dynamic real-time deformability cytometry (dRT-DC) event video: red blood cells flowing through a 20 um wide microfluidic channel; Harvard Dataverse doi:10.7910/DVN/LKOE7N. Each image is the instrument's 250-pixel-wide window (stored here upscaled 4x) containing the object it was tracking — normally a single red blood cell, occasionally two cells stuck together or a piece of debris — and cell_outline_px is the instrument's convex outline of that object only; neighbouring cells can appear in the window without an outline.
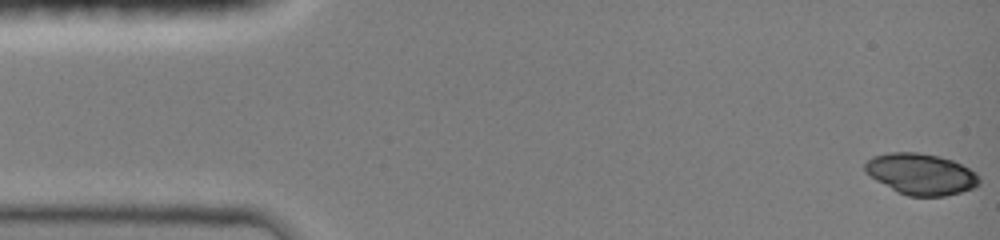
{"species": "common noctule bat (a hibernating species)", "species_latin": "Nyctalus noctula", "temperature_condition": "room temperature", "stored_images_in_passage": 29, "camera_frame_rate_fps": 3000, "um_per_image_px": 0.085, "animal": {"sex": "female", "body_mass_g": 19.0, "forearm_length_mm": 51.5}, "frame": {"image": 1, "passage_image": 1, "time_ms": 0.0, "image_size_px": [1000, 240], "cell_outline_px": [[980, 180], [972, 188], [960, 192], [944, 196], [908, 196], [896, 192], [876, 180], [864, 168], [864, 164], [872, 156], [892, 152], [916, 152], [936, 156], [952, 160], [968, 168]], "centroid_in_image_um": [78.23, 14.8], "position_along_channel_um": 6.8, "area_um2": 26.88}}